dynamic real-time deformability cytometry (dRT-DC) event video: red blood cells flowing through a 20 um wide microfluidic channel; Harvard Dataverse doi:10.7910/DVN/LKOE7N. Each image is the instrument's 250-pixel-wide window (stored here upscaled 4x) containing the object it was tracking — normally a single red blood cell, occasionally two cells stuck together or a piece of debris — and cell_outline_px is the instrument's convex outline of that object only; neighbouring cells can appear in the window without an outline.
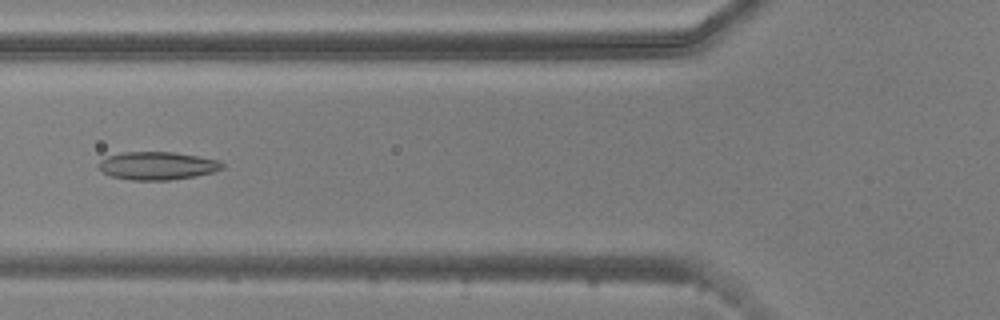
{"species": "common noctule bat (a hibernating species)", "species_latin": "Nyctalus noctula", "temperature_condition": "warm", "stored_images_in_passage": 53, "camera_frame_rate_fps": 3000, "um_per_image_px": 0.085, "animal": {"sex": "male", "body_mass_g": 20.5, "forearm_length_mm": 52.5}, "frame": {"image": 1, "passage_image": 19, "time_ms": 6.0, "image_size_px": [1000, 320], "cell_outline_px": [[224, 168], [212, 172], [196, 176], [168, 180], [132, 180], [112, 176], [104, 172], [96, 164], [100, 160], [108, 156], [124, 152], [176, 152], [216, 160], [224, 164]], "centroid_in_image_um": [13.36, 14.09], "position_along_channel_um": 112.4, "area_um2": 20.0}}
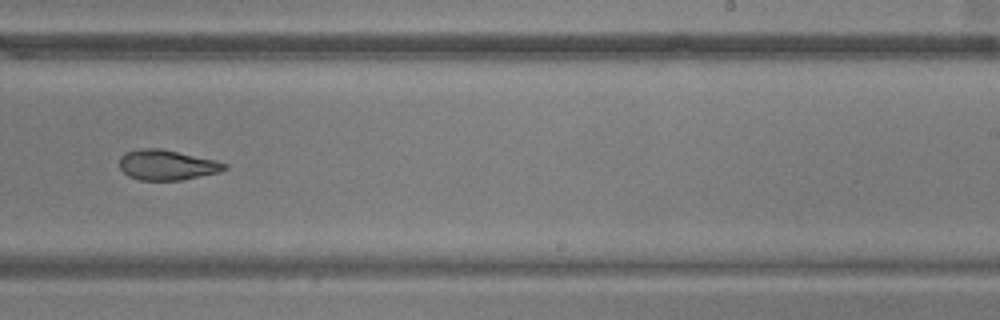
{"frame": {"image": 2, "passage_image": 32, "time_ms": 10.333, "image_size_px": [1000, 320], "cell_outline_px": [[228, 168], [220, 172], [180, 180], [140, 180], [128, 176], [120, 168], [120, 156], [124, 152], [140, 148], [160, 148], [216, 160], [228, 164]], "centroid_in_image_um": [14.19, 14.01], "position_along_channel_um": 274.8, "area_um2": 18.55}}
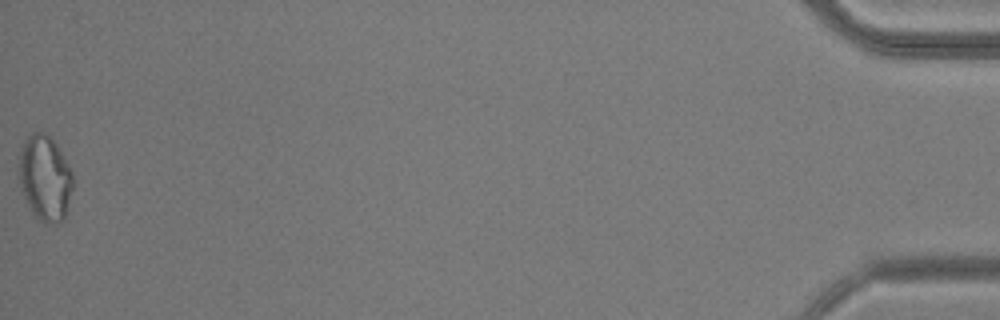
{"frame": {"image": 3, "passage_image": 53, "time_ms": 17.333, "image_size_px": [1000, 320], "cell_outline_px": [[72, 188], [64, 220], [56, 224], [48, 224], [36, 220], [28, 204], [20, 180], [20, 152], [24, 140], [32, 132], [48, 132], [56, 144], [72, 172]], "centroid_in_image_um": [3.84, 15.14], "position_along_channel_um": 431.4, "area_um2": 26.59}, "authors_computed_cell_mechanics": {"area_um2": 21.097, "velocity_mm_per_s": 3.7459, "shape_relaxation_time_tau1_ms": null, "shape_relaxation_time_tau2_ms": 2.4867, "deformation_change_tau1": null, "deformation_change_tau2": 0.0915}}